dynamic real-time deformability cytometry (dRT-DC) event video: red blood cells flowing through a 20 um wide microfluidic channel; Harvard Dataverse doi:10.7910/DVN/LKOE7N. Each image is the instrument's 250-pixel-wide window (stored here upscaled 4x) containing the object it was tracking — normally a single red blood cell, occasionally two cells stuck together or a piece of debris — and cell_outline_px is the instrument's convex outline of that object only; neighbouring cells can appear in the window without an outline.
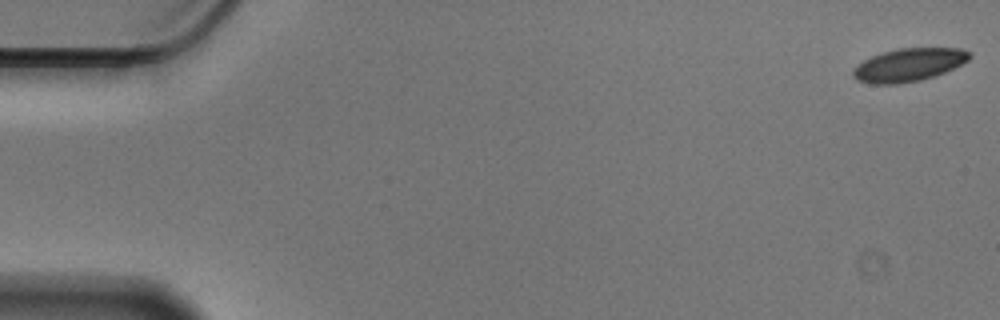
{"species": "Egyptian fruit bat (a non-hibernating species)", "species_latin": "Rousettus aegyptiacus", "temperature_condition": "cold", "stored_images_in_passage": 13, "camera_frame_rate_fps": 3000, "um_per_image_px": 0.085, "animal": {"sex": "male"}, "frame": {"image": 1, "passage_image": 1, "time_ms": 0.0, "image_size_px": [1000, 320], "cell_outline_px": [[972, 56], [968, 60], [944, 72], [920, 80], [896, 84], [872, 84], [856, 80], [852, 76], [852, 68], [864, 60], [872, 56], [896, 48], [960, 48], [972, 52]], "centroid_in_image_um": [77.22, 5.51], "position_along_channel_um": 7.8, "area_um2": 22.37}}